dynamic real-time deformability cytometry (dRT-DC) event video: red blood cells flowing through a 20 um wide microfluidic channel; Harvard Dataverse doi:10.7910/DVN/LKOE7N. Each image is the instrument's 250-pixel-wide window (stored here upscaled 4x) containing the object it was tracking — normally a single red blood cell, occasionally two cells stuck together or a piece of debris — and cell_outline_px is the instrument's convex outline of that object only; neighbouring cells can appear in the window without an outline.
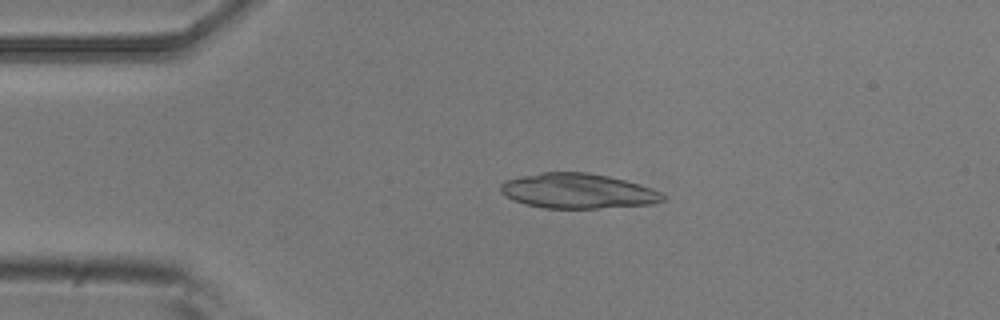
{"species": "common noctule bat (a hibernating species)", "species_latin": "Nyctalus noctula", "temperature_condition": "room temperature", "stored_images_in_passage": 3, "camera_frame_rate_fps": 3000, "um_per_image_px": 0.085, "animal": {"sex": "male", "body_mass_g": 20.5, "forearm_length_mm": 52.5}, "frame": {"image": 1, "passage_image": 3, "time_ms": 0.667, "image_size_px": [1000, 320], "cell_outline_px": [[668, 200], [652, 204], [596, 208], [544, 208], [524, 204], [512, 200], [500, 192], [500, 184], [504, 180], [520, 176], [540, 172], [588, 172], [608, 176], [640, 184], [652, 188], [660, 192]], "centroid_in_image_um": [49.09, 16.23], "position_along_channel_um": 35.9, "area_um2": 33.29}}